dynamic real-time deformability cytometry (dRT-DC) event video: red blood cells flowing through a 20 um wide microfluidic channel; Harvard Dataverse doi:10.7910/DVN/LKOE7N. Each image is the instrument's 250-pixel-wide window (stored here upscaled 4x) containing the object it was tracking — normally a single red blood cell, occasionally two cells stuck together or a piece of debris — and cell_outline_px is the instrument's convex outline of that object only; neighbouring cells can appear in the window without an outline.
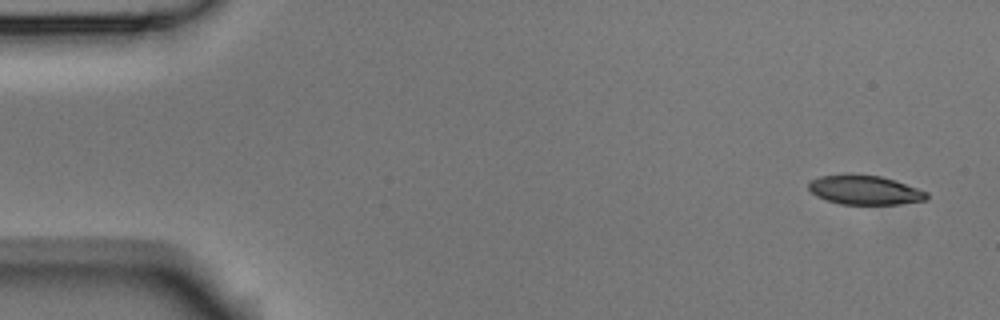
{"species": "Egyptian fruit bat (a non-hibernating species)", "species_latin": "Rousettus aegyptiacus", "temperature_condition": "room temperature", "stored_images_in_passage": 7, "camera_frame_rate_fps": 3000, "um_per_image_px": 0.085, "animal": {"sex": "male"}, "frame": {"image": 1, "passage_image": 1, "time_ms": 0.0, "image_size_px": [1000, 320], "cell_outline_px": [[928, 196], [924, 200], [900, 204], [840, 204], [816, 196], [808, 188], [808, 180], [820, 176], [848, 172], [880, 176], [896, 180], [928, 192]], "centroid_in_image_um": [73.46, 16.12], "position_along_channel_um": 11.5, "area_um2": 20.52}}
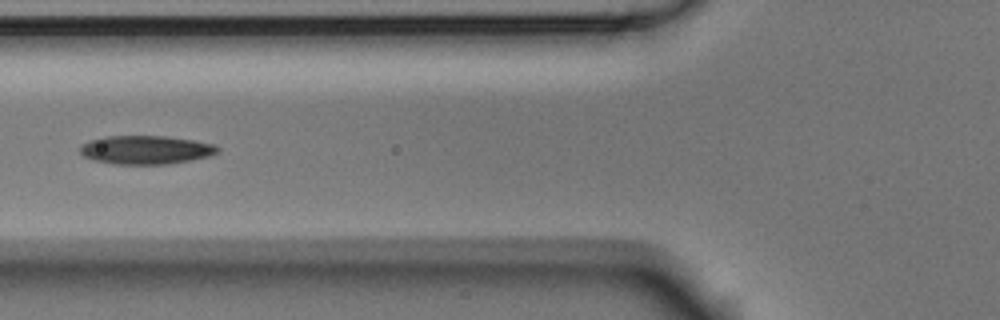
{"frame": {"image": 2, "passage_image": 6, "time_ms": 1.667, "image_size_px": [1000, 320], "cell_outline_px": [[220, 152], [208, 156], [188, 160], [164, 164], [112, 164], [92, 160], [84, 156], [80, 152], [80, 144], [88, 140], [104, 136], [164, 136], [192, 140], [212, 144], [220, 148]], "centroid_in_image_um": [12.33, 12.73], "position_along_channel_um": 113.5, "area_um2": 22.89}}
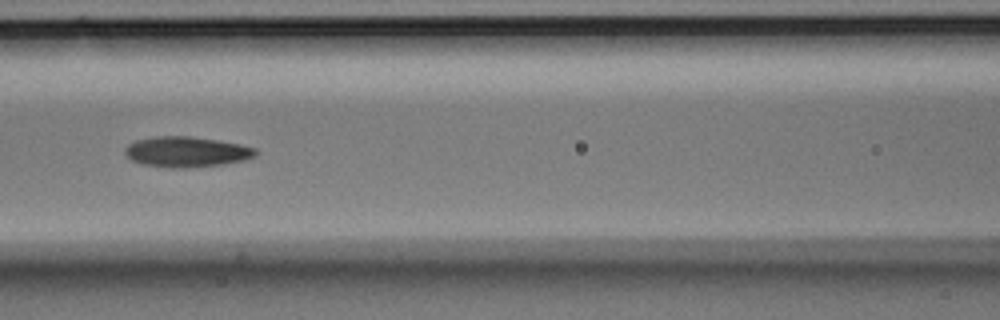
{"frame": {"image": 3, "passage_image": 7, "time_ms": 2.0, "image_size_px": [1000, 320], "cell_outline_px": [[256, 156], [244, 160], [224, 164], [188, 168], [168, 168], [140, 164], [132, 160], [124, 152], [124, 148], [128, 144], [136, 140], [156, 136], [188, 136], [216, 140], [240, 144], [256, 148]], "centroid_in_image_um": [15.83, 12.91], "position_along_channel_um": 150.8, "area_um2": 23.29}}